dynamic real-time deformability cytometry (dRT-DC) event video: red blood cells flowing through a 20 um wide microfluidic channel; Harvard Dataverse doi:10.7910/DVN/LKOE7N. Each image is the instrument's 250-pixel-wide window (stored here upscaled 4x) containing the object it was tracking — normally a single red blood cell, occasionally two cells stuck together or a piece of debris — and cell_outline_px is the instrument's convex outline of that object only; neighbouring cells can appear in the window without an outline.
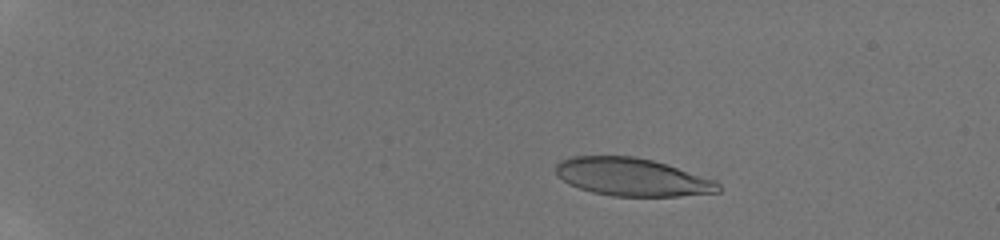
{"species": "human", "species_latin": "Homo sapiens", "temperature_condition": "room temperature", "stored_images_in_passage": 44, "camera_frame_rate_fps": 3000, "um_per_image_px": 0.085, "donor": {"sex": "male"}, "frame": {"image": 1, "passage_image": 3, "time_ms": 1.0, "image_size_px": [1000, 240], "cell_outline_px": [[720, 192], [680, 196], [612, 196], [592, 192], [568, 184], [556, 176], [556, 164], [560, 160], [572, 156], [632, 156], [652, 160], [716, 180], [720, 184]], "centroid_in_image_um": [53.71, 15.05], "position_along_channel_um": 31.3, "area_um2": 35.89}}
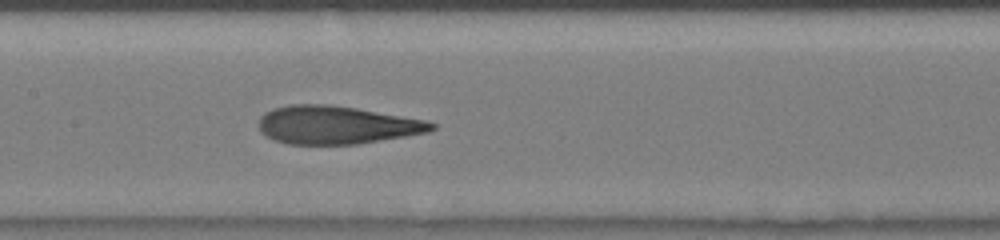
{"frame": {"image": 2, "passage_image": 22, "time_ms": 7.333, "image_size_px": [1000, 240], "cell_outline_px": [[436, 128], [428, 132], [360, 144], [288, 144], [276, 140], [260, 132], [260, 116], [264, 112], [288, 104], [328, 104], [356, 108], [428, 120], [436, 124]], "centroid_in_image_um": [28.64, 10.62], "position_along_channel_um": 178.8, "area_um2": 38.38}}
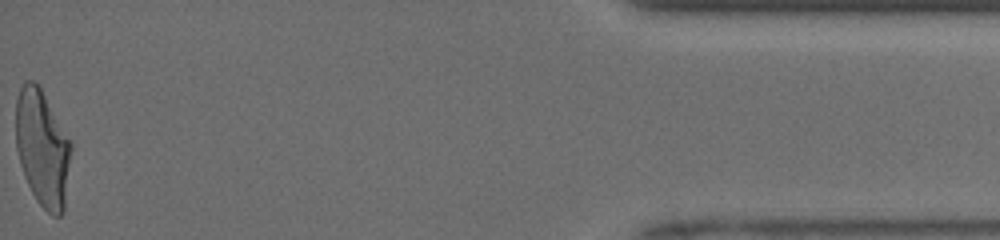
{"frame": {"image": 3, "passage_image": 44, "time_ms": 15.0, "image_size_px": [1000, 240], "cell_outline_px": [[72, 148], [64, 212], [60, 216], [52, 216], [36, 200], [24, 176], [20, 164], [16, 148], [16, 100], [20, 88], [24, 80], [32, 80], [40, 88], [72, 144]], "centroid_in_image_um": [3.6, 12.63], "position_along_channel_um": 431.6, "area_um2": 37.4}, "authors_computed_cell_mechanics": {"area_um2": 38.2058, "velocity_mm_per_s": 4.181, "shape_relaxation_time_tau1_ms": 4.4706, "shape_relaxation_time_tau2_ms": 1.0761, "deformation_change_tau1": 0.2291, "deformation_change_tau2": 0.1096}}